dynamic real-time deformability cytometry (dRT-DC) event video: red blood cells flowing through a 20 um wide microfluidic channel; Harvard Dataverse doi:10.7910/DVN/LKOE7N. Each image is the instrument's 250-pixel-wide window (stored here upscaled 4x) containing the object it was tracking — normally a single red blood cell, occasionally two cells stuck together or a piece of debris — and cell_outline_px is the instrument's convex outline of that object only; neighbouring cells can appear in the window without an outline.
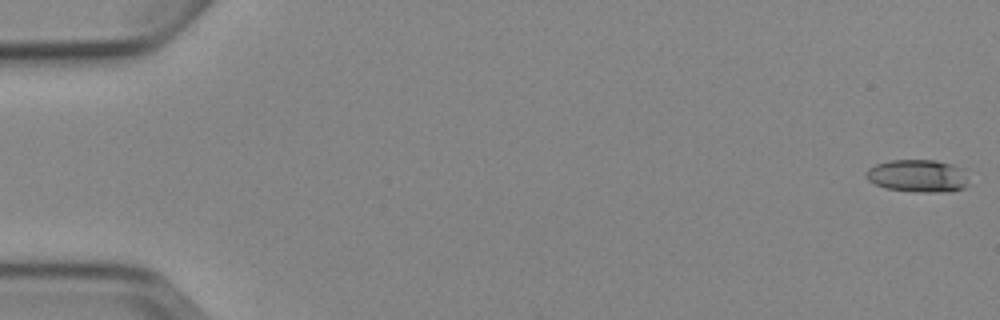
{"species": "Egyptian fruit bat (a non-hibernating species)", "species_latin": "Rousettus aegyptiacus", "temperature_condition": "cold", "stored_images_in_passage": 8, "camera_frame_rate_fps": 3000, "um_per_image_px": 0.085, "animal": {"sex": "female"}, "frame": {"image": 1, "passage_image": 1, "time_ms": 0.0, "image_size_px": [1000, 320], "cell_outline_px": [[968, 184], [964, 188], [944, 192], [920, 192], [888, 188], [876, 184], [868, 180], [868, 168], [876, 164], [888, 160], [936, 160], [952, 164], [960, 168]], "centroid_in_image_um": [78.01, 14.94], "position_along_channel_um": 7.0, "area_um2": 19.07}}
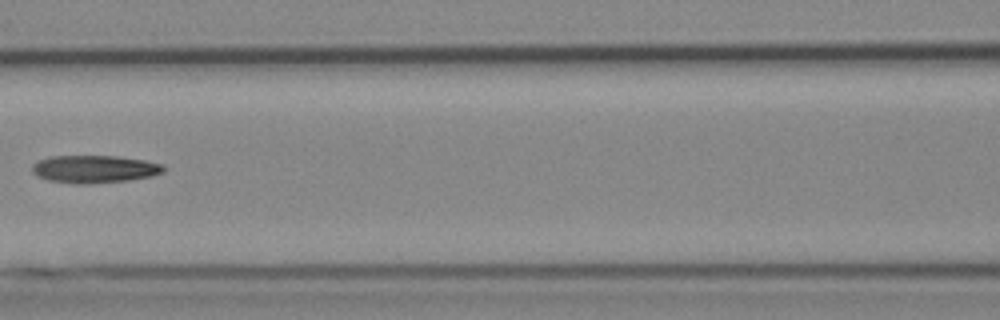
{"frame": {"image": 2, "passage_image": 7, "time_ms": 8.0, "image_size_px": [1000, 320], "cell_outline_px": [[164, 172], [152, 176], [128, 180], [88, 184], [76, 184], [48, 180], [36, 176], [32, 172], [32, 164], [48, 156], [116, 156], [144, 160], [164, 164]], "centroid_in_image_um": [8.01, 14.37], "position_along_channel_um": 158.6, "area_um2": 21.27}}
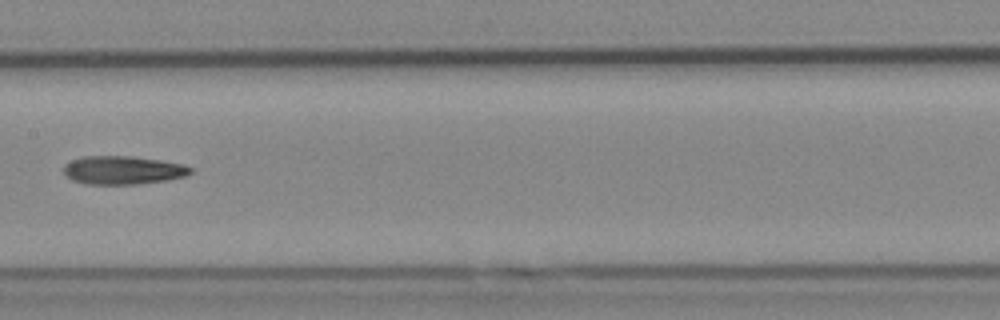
{"frame": {"image": 3, "passage_image": 8, "time_ms": 9.0, "image_size_px": [1000, 320], "cell_outline_px": [[192, 172], [188, 176], [168, 180], [136, 184], [88, 184], [72, 180], [64, 172], [64, 164], [72, 160], [84, 156], [132, 156], [160, 160], [184, 164], [192, 168]], "centroid_in_image_um": [10.49, 14.46], "position_along_channel_um": 196.9, "area_um2": 21.04}}